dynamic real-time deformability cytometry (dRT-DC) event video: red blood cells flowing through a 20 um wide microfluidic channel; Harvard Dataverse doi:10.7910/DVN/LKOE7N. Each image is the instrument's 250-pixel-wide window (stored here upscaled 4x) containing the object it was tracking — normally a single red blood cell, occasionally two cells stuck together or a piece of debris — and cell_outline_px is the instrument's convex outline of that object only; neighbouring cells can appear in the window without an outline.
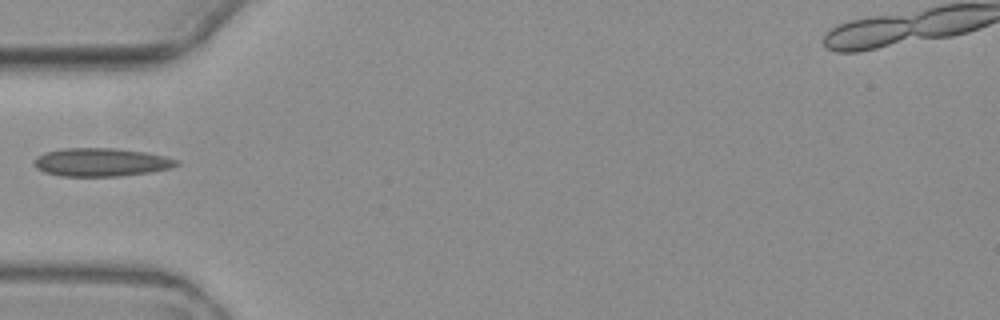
{"species": "common noctule bat (a hibernating species)", "species_latin": "Nyctalus noctula", "temperature_condition": "warm", "stored_images_in_passage": 4, "camera_frame_rate_fps": 3000, "um_per_image_px": 0.085, "animal": {"sex": "female", "body_mass_g": 19.3, "forearm_length_mm": 54.1}, "frame": {"image": 1, "passage_image": 3, "time_ms": 2.333, "image_size_px": [1000, 320], "cell_outline_px": [[180, 164], [168, 168], [148, 172], [116, 176], [60, 176], [44, 172], [36, 168], [36, 160], [44, 152], [64, 148], [116, 148], [144, 152], [164, 156], [180, 160]], "centroid_in_image_um": [8.61, 13.78], "position_along_channel_um": 76.4, "area_um2": 23.18}}
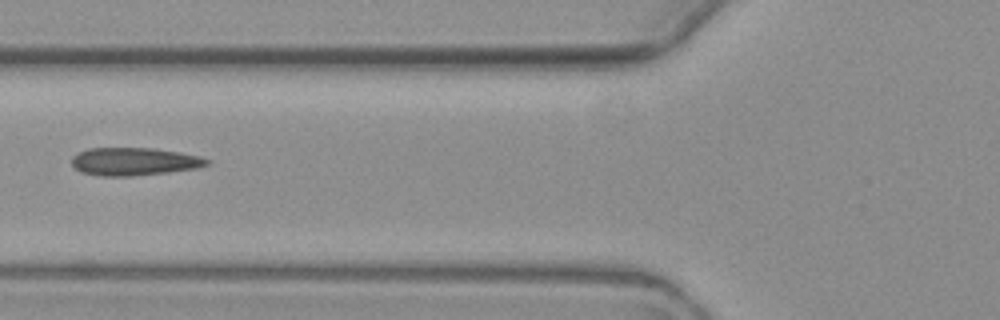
{"frame": {"image": 2, "passage_image": 4, "time_ms": 3.333, "image_size_px": [1000, 320], "cell_outline_px": [[212, 160], [208, 164], [196, 168], [168, 172], [128, 176], [104, 176], [80, 172], [72, 164], [72, 156], [76, 152], [88, 148], [152, 148], [180, 152], [200, 156]], "centroid_in_image_um": [11.39, 13.72], "position_along_channel_um": 114.4, "area_um2": 21.96}}